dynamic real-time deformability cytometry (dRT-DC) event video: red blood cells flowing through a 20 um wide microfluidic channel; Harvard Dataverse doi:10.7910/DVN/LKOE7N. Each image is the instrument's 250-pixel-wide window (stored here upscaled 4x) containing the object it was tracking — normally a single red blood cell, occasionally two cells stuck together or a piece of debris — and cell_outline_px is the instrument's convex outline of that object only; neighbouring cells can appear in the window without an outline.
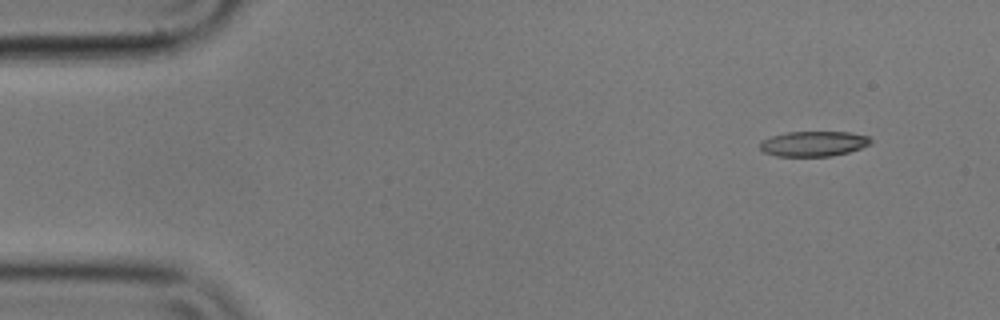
{"species": "common noctule bat (a hibernating species)", "species_latin": "Nyctalus noctula", "temperature_condition": "cold", "stored_images_in_passage": 4, "camera_frame_rate_fps": 3000, "um_per_image_px": 0.085, "animal": {"sex": "male", "body_mass_g": 17.9}, "frame": {"image": 1, "passage_image": 1, "time_ms": 0.0, "image_size_px": [1000, 320], "cell_outline_px": [[872, 144], [848, 152], [832, 156], [776, 156], [764, 152], [760, 148], [760, 140], [784, 132], [848, 132], [868, 136], [872, 140]], "centroid_in_image_um": [69.14, 12.21], "position_along_channel_um": 15.9, "area_um2": 16.3}}
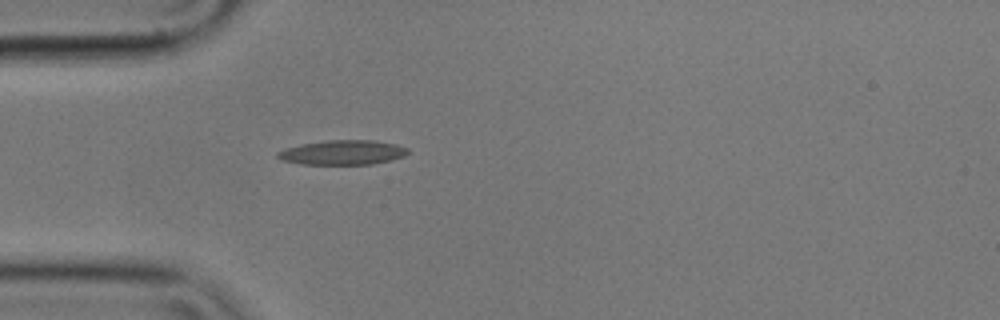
{"frame": {"image": 2, "passage_image": 4, "time_ms": 1.0, "image_size_px": [1000, 320], "cell_outline_px": [[408, 152], [404, 156], [392, 160], [372, 164], [300, 164], [280, 160], [276, 156], [276, 152], [284, 148], [300, 144], [328, 140], [372, 140], [396, 144], [408, 148]], "centroid_in_image_um": [29.09, 12.96], "position_along_channel_um": 55.9, "area_um2": 18.79}}